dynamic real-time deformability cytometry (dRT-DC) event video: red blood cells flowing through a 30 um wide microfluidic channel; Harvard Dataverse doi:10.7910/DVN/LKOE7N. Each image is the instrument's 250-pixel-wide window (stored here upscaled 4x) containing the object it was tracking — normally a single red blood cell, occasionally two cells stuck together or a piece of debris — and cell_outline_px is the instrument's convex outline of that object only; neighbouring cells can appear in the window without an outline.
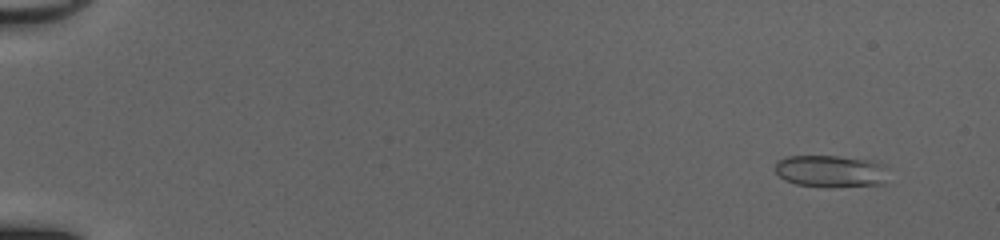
{"species": "common noctule bat (a hibernating species)", "species_latin": "Nyctalus noctula", "temperature_condition": "cold", "stored_images_in_passage": 52, "camera_frame_rate_fps": 3000, "um_per_image_px": 0.085, "animal": {"sex": "female", "body_mass_g": 20.0, "forearm_length_mm": 54.0}, "frame": {"image": 1, "passage_image": 5, "time_ms": 1.333, "image_size_px": [1000, 240], "cell_outline_px": [[888, 168], [884, 184], [796, 184], [784, 180], [776, 172], [776, 160], [788, 156], [836, 156], [872, 160], [884, 164]], "centroid_in_image_um": [70.61, 14.49], "position_along_channel_um": 14.4, "area_um2": 20.29}}
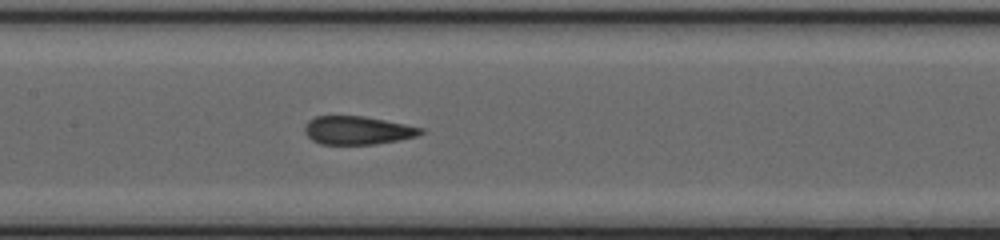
{"frame": {"image": 2, "passage_image": 28, "time_ms": 9.0, "image_size_px": [1000, 240], "cell_outline_px": [[424, 132], [416, 136], [400, 140], [372, 144], [320, 144], [312, 140], [304, 132], [304, 124], [308, 120], [316, 116], [364, 116], [424, 128]], "centroid_in_image_um": [30.36, 11.07], "position_along_channel_um": 177.0, "area_um2": 19.13}}
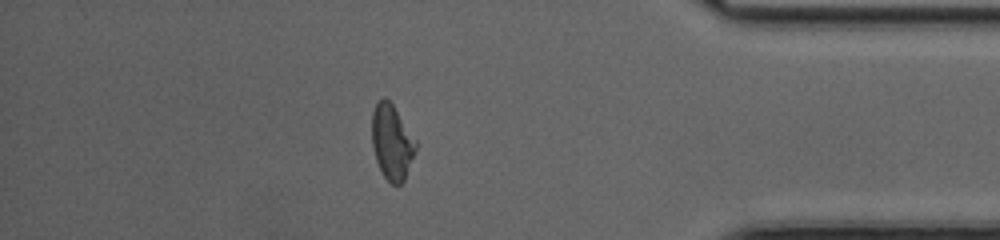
{"frame": {"image": 3, "passage_image": 46, "time_ms": 15.0, "image_size_px": [1000, 240], "cell_outline_px": [[416, 148], [404, 180], [400, 184], [392, 184], [384, 176], [376, 160], [372, 144], [372, 112], [376, 104], [384, 96], [392, 104], [416, 140]], "centroid_in_image_um": [33.3, 12.07], "position_along_channel_um": 401.9, "area_um2": 18.79}, "authors_computed_cell_mechanics": {"area_um2": 19.6809, "velocity_mm_per_s": 4.1908, "shape_relaxation_time_tau1_ms": 5.8571, "shape_relaxation_time_tau2_ms": 0.7818, "deformation_change_tau1": 0.2011, "deformation_change_tau2": 0.0908}}